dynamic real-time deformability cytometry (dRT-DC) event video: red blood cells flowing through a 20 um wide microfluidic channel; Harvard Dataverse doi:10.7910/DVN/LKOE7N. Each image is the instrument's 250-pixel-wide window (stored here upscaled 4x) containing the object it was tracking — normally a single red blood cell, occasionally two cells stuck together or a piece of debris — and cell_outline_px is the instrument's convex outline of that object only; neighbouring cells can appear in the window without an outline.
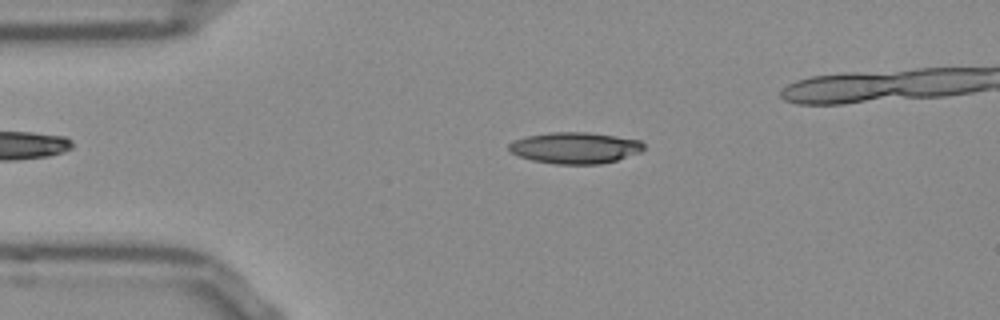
{"species": "Egyptian fruit bat (a non-hibernating species)", "species_latin": "Rousettus aegyptiacus", "temperature_condition": "room temperature", "stored_images_in_passage": 45, "camera_frame_rate_fps": 3000, "um_per_image_px": 0.085, "frame": {"image": 1, "passage_image": 9, "time_ms": 2.667, "image_size_px": [1000, 320], "cell_outline_px": [[644, 148], [640, 152], [616, 160], [600, 164], [556, 164], [532, 160], [516, 156], [508, 152], [508, 144], [516, 140], [528, 136], [552, 132], [584, 132], [616, 136], [640, 140], [644, 144]], "centroid_in_image_um": [48.85, 12.57], "position_along_channel_um": 36.2, "area_um2": 24.57}}
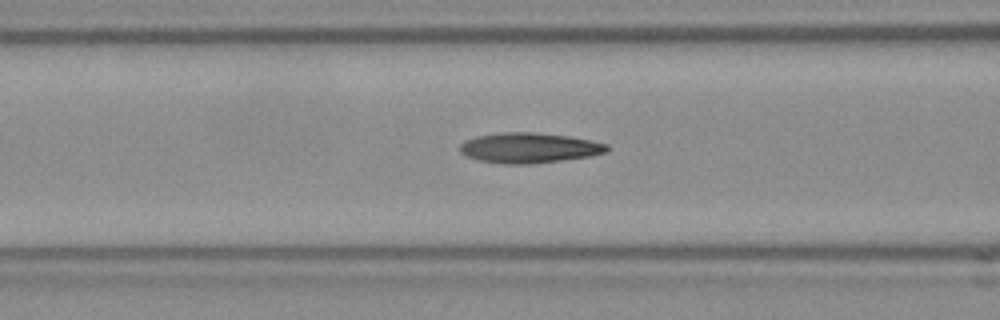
{"frame": {"image": 2, "passage_image": 18, "time_ms": 5.667, "image_size_px": [1000, 320], "cell_outline_px": [[608, 152], [588, 156], [560, 160], [528, 164], [504, 164], [480, 160], [468, 156], [460, 152], [460, 144], [464, 140], [476, 136], [500, 132], [536, 132], [568, 136], [608, 144]], "centroid_in_image_um": [44.95, 12.55], "position_along_channel_um": 121.7, "area_um2": 25.72}}
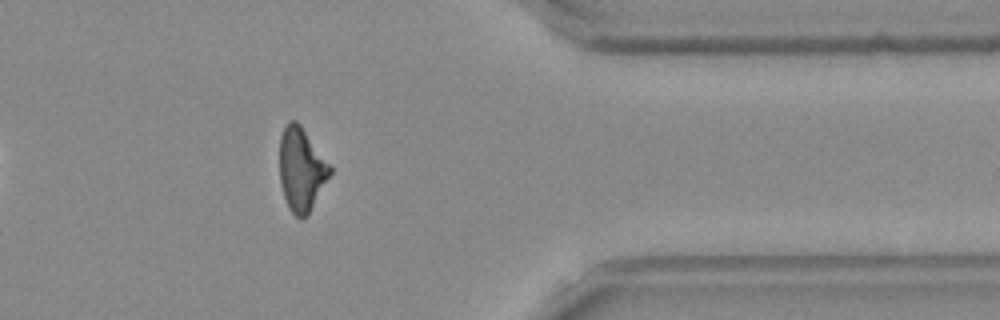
{"frame": {"image": 3, "passage_image": 40, "time_ms": 13.0, "image_size_px": [1000, 320], "cell_outline_px": [[332, 172], [308, 216], [300, 220], [288, 208], [280, 184], [280, 136], [284, 124], [288, 120], [296, 120], [300, 124], [332, 168]], "centroid_in_image_um": [25.6, 14.41], "position_along_channel_um": 385.8, "area_um2": 24.62}, "authors_computed_cell_mechanics": {"area_um2": 24.6228, "velocity_mm_per_s": 3.857, "shape_relaxation_time_tau1_ms": null, "shape_relaxation_time_tau2_ms": 3.3983, "deformation_change_tau1": null, "deformation_change_tau2": 0.1336}}